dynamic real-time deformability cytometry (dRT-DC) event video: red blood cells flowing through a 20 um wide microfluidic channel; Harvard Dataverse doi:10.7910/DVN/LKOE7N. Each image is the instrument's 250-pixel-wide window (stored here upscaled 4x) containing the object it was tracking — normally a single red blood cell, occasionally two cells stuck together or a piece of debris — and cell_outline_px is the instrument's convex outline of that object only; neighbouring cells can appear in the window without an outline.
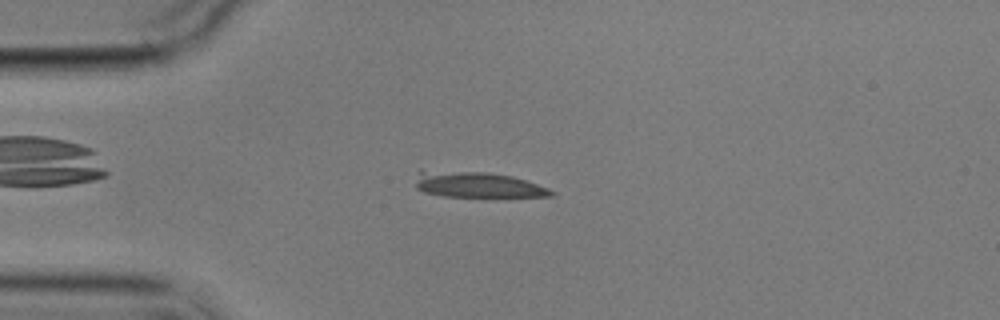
{"species": "common noctule bat (a hibernating species)", "species_latin": "Nyctalus noctula", "temperature_condition": "cold", "stored_images_in_passage": 3, "camera_frame_rate_fps": 3000, "um_per_image_px": 0.085, "animal": {"sex": "male", "body_mass_g": 17.9}, "frame": {"image": 1, "passage_image": 3, "time_ms": 2.333, "image_size_px": [1000, 320], "cell_outline_px": [[556, 192], [552, 196], [444, 196], [424, 192], [416, 188], [416, 184], [420, 168], [488, 172], [512, 176], [548, 188]], "centroid_in_image_um": [40.49, 15.66], "position_along_channel_um": 44.5, "area_um2": 20.46}}